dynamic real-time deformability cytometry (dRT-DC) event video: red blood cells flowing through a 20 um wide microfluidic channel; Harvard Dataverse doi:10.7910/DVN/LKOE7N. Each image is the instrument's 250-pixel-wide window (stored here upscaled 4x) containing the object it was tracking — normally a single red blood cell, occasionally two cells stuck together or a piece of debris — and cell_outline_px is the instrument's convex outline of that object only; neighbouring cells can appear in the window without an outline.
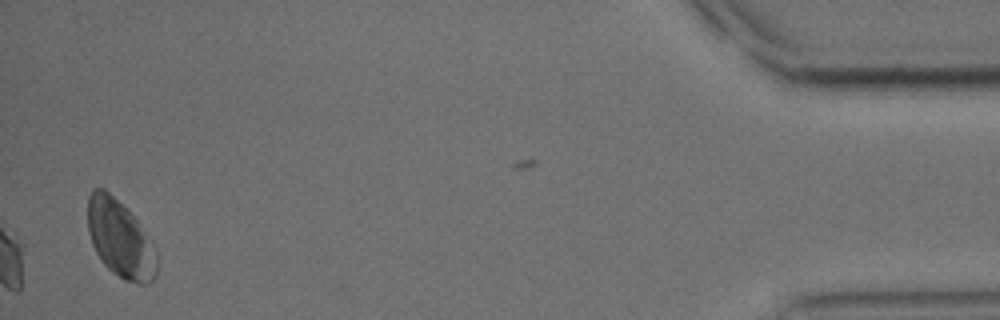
{"species": "common noctule bat (a hibernating species)", "species_latin": "Nyctalus noctula", "temperature_condition": "cold", "stored_images_in_passage": 38, "camera_frame_rate_fps": 3000, "um_per_image_px": 0.085, "animal": {"sex": "male", "body_mass_g": 15.6}, "frame": {"image": 1, "passage_image": 38, "time_ms": 12.333, "image_size_px": [1000, 320], "cell_outline_px": [[156, 276], [148, 284], [136, 284], [124, 280], [112, 272], [104, 264], [96, 252], [92, 244], [88, 232], [88, 196], [92, 188], [104, 188], [136, 220], [156, 248]], "centroid_in_image_um": [10.2, 20.34], "position_along_channel_um": 425.0, "area_um2": 30.81}, "authors_computed_cell_mechanics": {"area_um2": 22.2819, "velocity_mm_per_s": 3.7257, "shape_relaxation_time_tau1_ms": 3.4439, "shape_relaxation_time_tau2_ms": 1.7288, "deformation_change_tau1": 0.0973, "deformation_change_tau2": 0.0509}}